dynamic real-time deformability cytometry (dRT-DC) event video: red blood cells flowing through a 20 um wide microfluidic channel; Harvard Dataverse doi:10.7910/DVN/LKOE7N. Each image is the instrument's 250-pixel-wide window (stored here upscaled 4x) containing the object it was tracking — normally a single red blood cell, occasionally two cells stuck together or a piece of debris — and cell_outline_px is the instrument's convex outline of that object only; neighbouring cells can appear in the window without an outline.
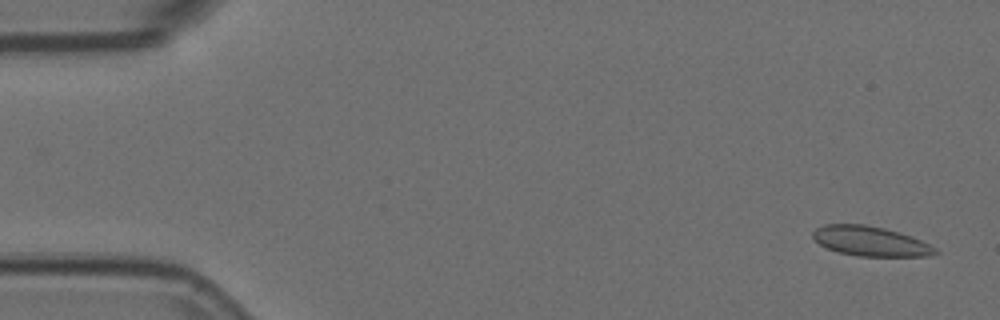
{"species": "Egyptian fruit bat (a non-hibernating species)", "species_latin": "Rousettus aegyptiacus", "temperature_condition": "room temperature", "stored_images_in_passage": 3, "camera_frame_rate_fps": 3000, "um_per_image_px": 0.085, "animal": {"sex": "female"}, "frame": {"image": 1, "passage_image": 1, "time_ms": 0.0, "image_size_px": [1000, 320], "cell_outline_px": [[940, 252], [928, 256], [856, 256], [836, 252], [820, 244], [812, 236], [812, 232], [816, 228], [824, 224], [864, 224], [884, 228], [900, 232], [912, 236], [936, 248]], "centroid_in_image_um": [73.98, 20.5], "position_along_channel_um": 11.0, "area_um2": 21.27}}